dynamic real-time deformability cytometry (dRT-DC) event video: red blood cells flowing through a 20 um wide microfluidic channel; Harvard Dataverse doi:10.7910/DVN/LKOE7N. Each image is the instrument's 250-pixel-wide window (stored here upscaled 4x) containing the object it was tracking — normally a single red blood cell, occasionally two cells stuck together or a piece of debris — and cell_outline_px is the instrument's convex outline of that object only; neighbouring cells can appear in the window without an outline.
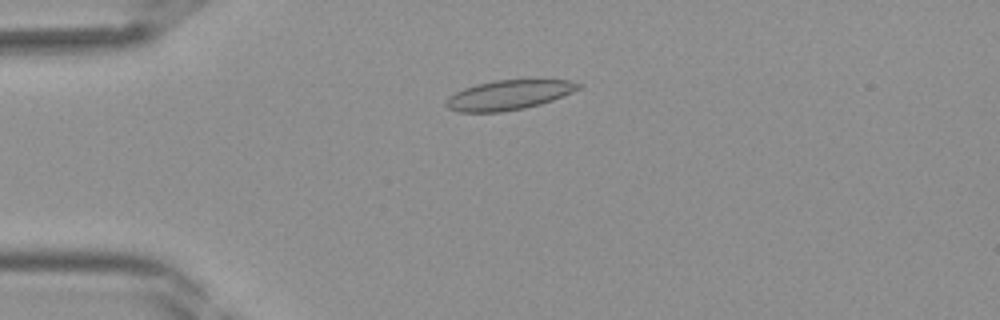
{"species": "Egyptian fruit bat (a non-hibernating species)", "species_latin": "Rousettus aegyptiacus", "temperature_condition": "room temperature", "stored_images_in_passage": 41, "camera_frame_rate_fps": 3000, "um_per_image_px": 0.085, "frame": {"image": 1, "passage_image": 10, "time_ms": 3.0, "image_size_px": [1000, 320], "cell_outline_px": [[584, 84], [580, 88], [572, 92], [552, 100], [540, 104], [524, 108], [500, 112], [460, 112], [448, 108], [444, 104], [444, 100], [448, 96], [464, 88], [476, 84], [496, 80], [532, 76], [568, 80]], "centroid_in_image_um": [43.3, 8.01], "position_along_channel_um": 41.7, "area_um2": 23.87}}
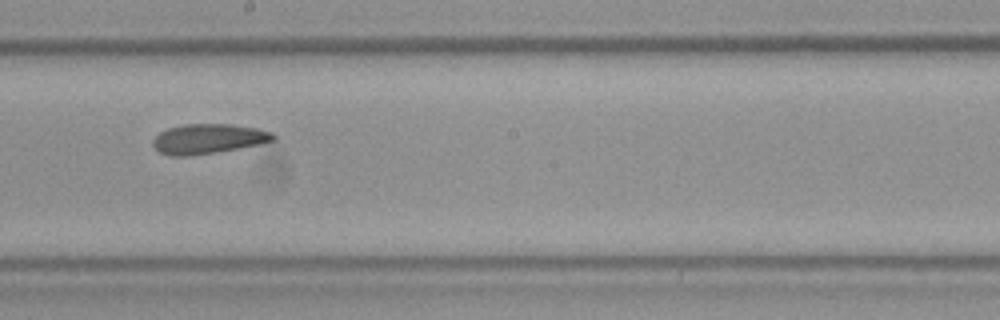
{"frame": {"image": 2, "passage_image": 23, "time_ms": 7.333, "image_size_px": [1000, 320], "cell_outline_px": [[276, 140], [260, 144], [216, 152], [192, 156], [168, 156], [160, 152], [152, 144], [152, 140], [160, 132], [168, 128], [184, 124], [232, 124], [256, 128], [272, 132], [276, 136]], "centroid_in_image_um": [17.7, 11.8], "position_along_channel_um": 230.5, "area_um2": 20.98}}
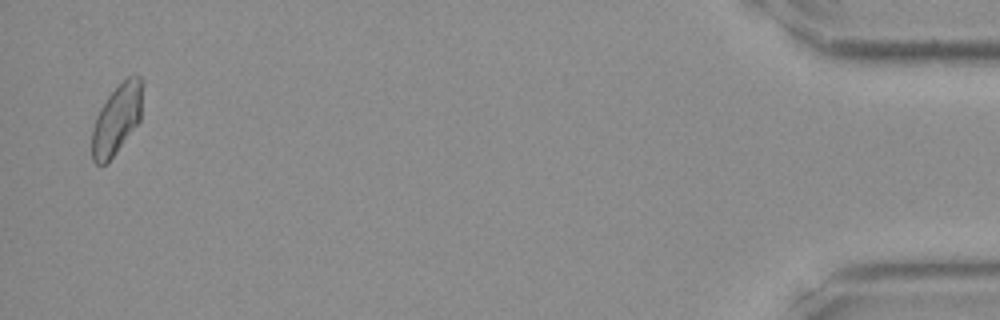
{"frame": {"image": 3, "passage_image": 40, "time_ms": 13.0, "image_size_px": [1000, 320], "cell_outline_px": [[140, 120], [116, 152], [104, 164], [96, 164], [92, 160], [92, 128], [96, 116], [100, 108], [108, 96], [128, 76], [140, 76]], "centroid_in_image_um": [9.87, 10.17], "position_along_channel_um": 425.3, "area_um2": 19.77}}